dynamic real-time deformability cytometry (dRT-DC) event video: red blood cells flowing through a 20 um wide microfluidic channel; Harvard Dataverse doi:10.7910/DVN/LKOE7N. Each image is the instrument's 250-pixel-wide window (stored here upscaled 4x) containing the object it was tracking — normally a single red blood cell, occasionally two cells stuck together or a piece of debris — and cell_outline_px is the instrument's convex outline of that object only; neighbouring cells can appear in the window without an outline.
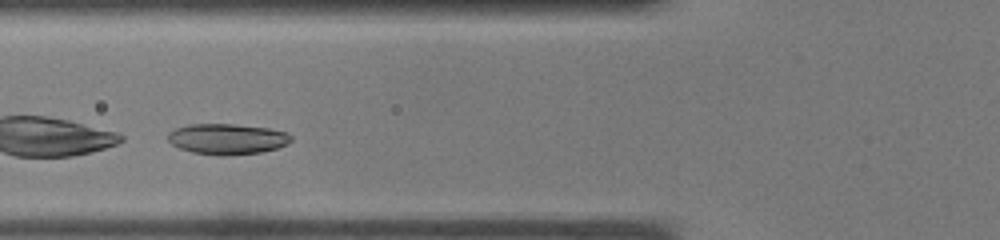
{"species": "common noctule bat (a hibernating species)", "species_latin": "Nyctalus noctula", "temperature_condition": "warm", "stored_images_in_passage": 24, "camera_frame_rate_fps": 3000, "um_per_image_px": 0.085, "animal": {"sex": "male", "body_mass_g": 19.0, "forearm_length_mm": 50.8}, "frame": {"image": 1, "passage_image": 7, "time_ms": 2.0, "image_size_px": [1000, 240], "cell_outline_px": [[292, 140], [288, 144], [276, 148], [260, 152], [220, 156], [192, 152], [180, 148], [172, 144], [168, 140], [168, 132], [176, 128], [188, 124], [232, 124], [268, 128], [288, 132], [292, 136]], "centroid_in_image_um": [19.32, 11.81], "position_along_channel_um": 106.5, "area_um2": 22.02}}
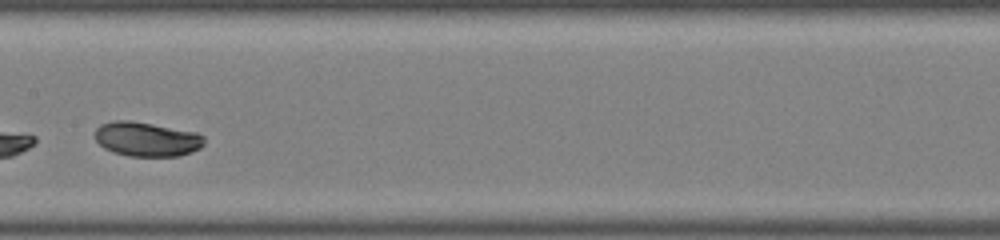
{"frame": {"image": 2, "passage_image": 12, "time_ms": 3.667, "image_size_px": [1000, 240], "cell_outline_px": [[204, 144], [200, 148], [192, 152], [180, 156], [128, 156], [112, 152], [104, 148], [96, 140], [96, 128], [100, 124], [116, 120], [128, 120], [152, 124], [196, 132], [204, 136]], "centroid_in_image_um": [12.48, 11.83], "position_along_channel_um": 194.9, "area_um2": 21.91}}
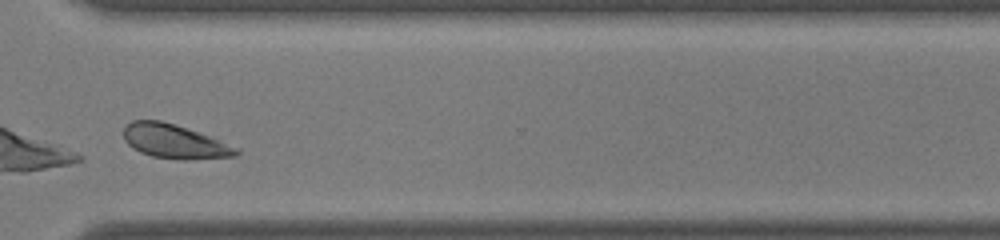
{"frame": {"image": 3, "passage_image": 21, "time_ms": 6.667, "image_size_px": [1000, 240], "cell_outline_px": [[240, 152], [236, 156], [188, 160], [180, 160], [152, 156], [140, 152], [132, 148], [124, 140], [124, 128], [132, 120], [160, 120], [176, 124], [240, 148]], "centroid_in_image_um": [14.83, 12.03], "position_along_channel_um": 355.8, "area_um2": 22.37}}